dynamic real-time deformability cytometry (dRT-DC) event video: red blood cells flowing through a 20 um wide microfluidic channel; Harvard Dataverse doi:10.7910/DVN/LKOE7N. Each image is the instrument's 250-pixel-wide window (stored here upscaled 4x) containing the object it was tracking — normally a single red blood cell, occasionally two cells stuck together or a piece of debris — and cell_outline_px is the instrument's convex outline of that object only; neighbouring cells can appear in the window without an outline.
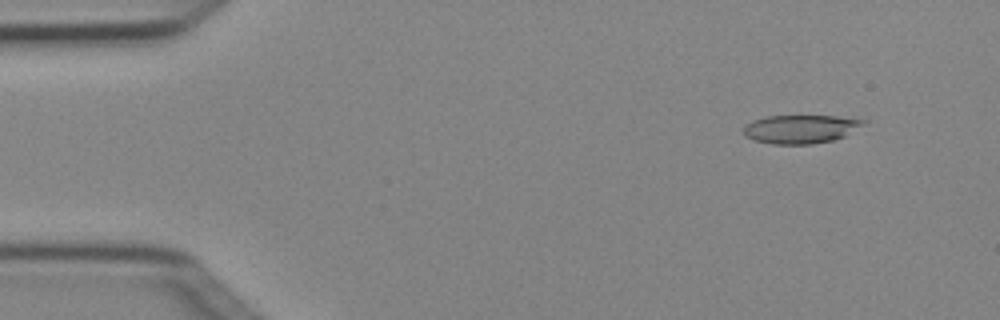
{"species": "Egyptian fruit bat (a non-hibernating species)", "species_latin": "Rousettus aegyptiacus", "temperature_condition": "cold", "stored_images_in_passage": 5, "camera_frame_rate_fps": 3000, "um_per_image_px": 0.085, "animal": {"sex": "female"}, "frame": {"image": 1, "passage_image": 2, "time_ms": 0.333, "image_size_px": [1000, 320], "cell_outline_px": [[868, 120], [864, 124], [844, 136], [832, 140], [812, 144], [772, 144], [752, 140], [744, 136], [744, 124], [752, 120], [768, 116], [836, 116]], "centroid_in_image_um": [68.0, 10.97], "position_along_channel_um": 17.0, "area_um2": 19.94}}